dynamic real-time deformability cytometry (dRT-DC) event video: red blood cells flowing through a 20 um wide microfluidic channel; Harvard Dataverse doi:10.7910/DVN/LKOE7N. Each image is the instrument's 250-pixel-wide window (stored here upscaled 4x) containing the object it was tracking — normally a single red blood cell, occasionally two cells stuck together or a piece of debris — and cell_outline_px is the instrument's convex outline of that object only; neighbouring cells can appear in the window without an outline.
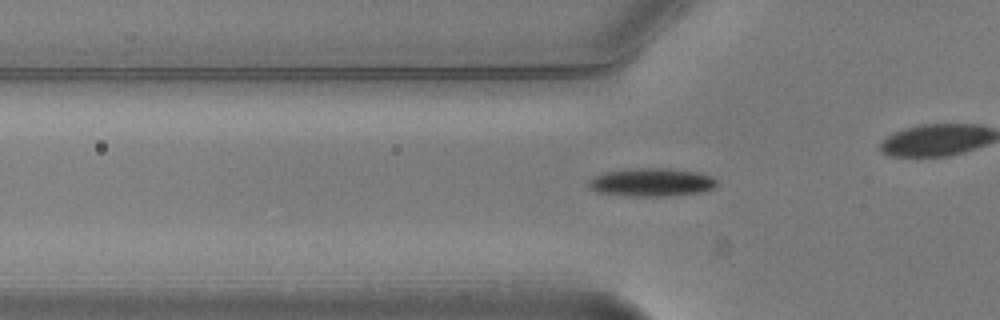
{"species": "common noctule bat (a hibernating species)", "species_latin": "Nyctalus noctula", "temperature_condition": "warm", "stored_images_in_passage": 38, "camera_frame_rate_fps": 3000, "um_per_image_px": 0.085, "animal": {"sex": "male", "body_mass_g": 20.5, "forearm_length_mm": 52.5}, "frame": {"image": 1, "passage_image": 14, "time_ms": 4.333, "image_size_px": [1000, 320], "cell_outline_px": [[716, 184], [712, 188], [700, 192], [664, 196], [632, 196], [596, 192], [588, 184], [588, 180], [592, 176], [604, 172], [624, 168], [672, 168], [700, 172], [712, 176], [716, 180]], "centroid_in_image_um": [55.35, 15.47], "position_along_channel_um": 70.5, "area_um2": 21.27}}
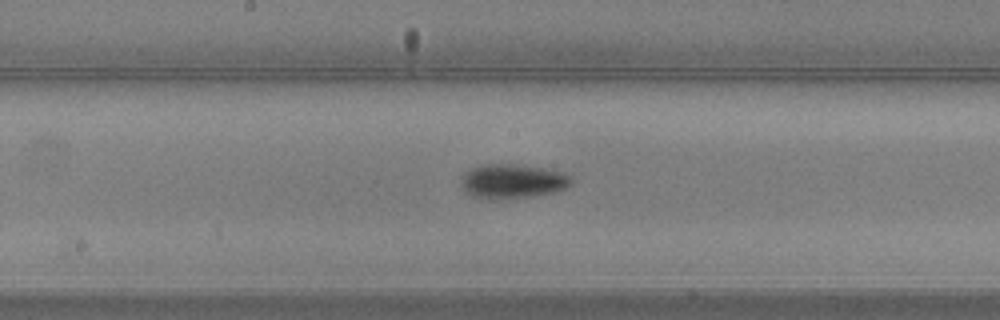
{"frame": {"image": 2, "passage_image": 24, "time_ms": 7.667, "image_size_px": [1000, 320], "cell_outline_px": [[572, 184], [556, 192], [528, 196], [488, 200], [472, 196], [464, 188], [460, 176], [464, 172], [472, 168], [484, 164], [516, 164], [548, 168], [568, 172], [572, 176]], "centroid_in_image_um": [43.61, 15.38], "position_along_channel_um": 204.6, "area_um2": 22.31}}
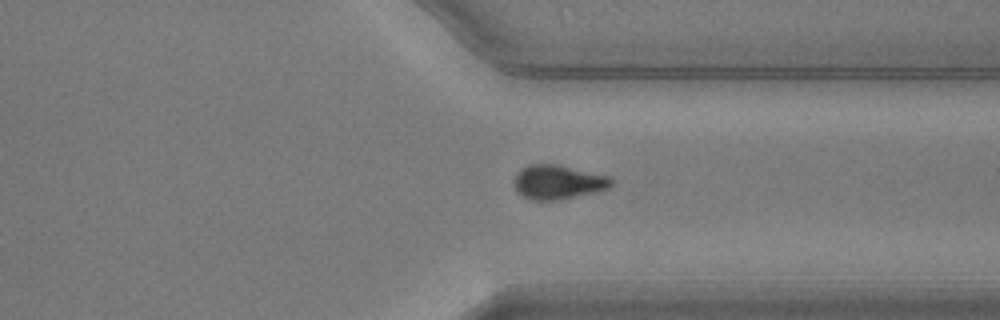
{"frame": {"image": 3, "passage_image": 36, "time_ms": 11.667, "image_size_px": [1000, 320], "cell_outline_px": [[612, 184], [608, 188], [596, 192], [556, 200], [528, 200], [516, 192], [516, 176], [520, 168], [528, 164], [556, 164], [608, 176], [612, 180]], "centroid_in_image_um": [47.4, 15.48], "position_along_channel_um": 364.0, "area_um2": 19.19}}